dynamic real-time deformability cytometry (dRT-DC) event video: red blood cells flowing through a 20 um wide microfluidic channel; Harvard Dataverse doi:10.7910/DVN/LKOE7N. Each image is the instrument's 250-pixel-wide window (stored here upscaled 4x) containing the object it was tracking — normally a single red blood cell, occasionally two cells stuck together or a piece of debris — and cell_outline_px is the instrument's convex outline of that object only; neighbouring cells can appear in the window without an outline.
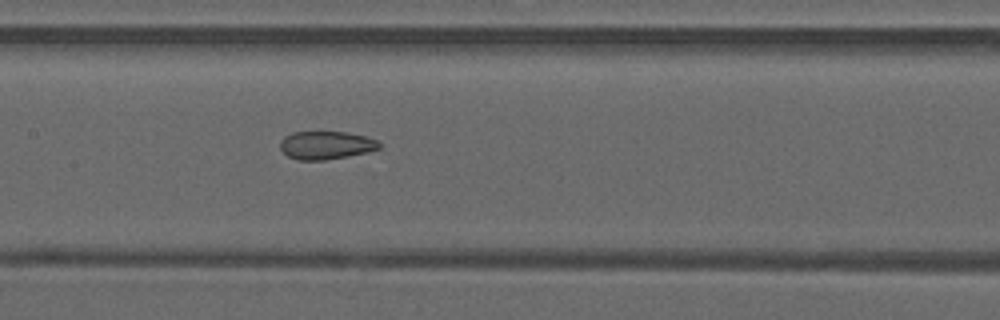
{"species": "common noctule bat (a hibernating species)", "species_latin": "Nyctalus noctula", "temperature_condition": "warm", "stored_images_in_passage": 10, "camera_frame_rate_fps": 3000, "um_per_image_px": 0.085, "animal": {"sex": "male", "forearm_length_mm": 52.5}, "frame": {"image": 1, "passage_image": 9, "time_ms": 2.667, "image_size_px": [1000, 320], "cell_outline_px": [[380, 148], [368, 152], [348, 156], [324, 160], [300, 160], [288, 156], [280, 148], [280, 140], [284, 136], [292, 132], [348, 132], [364, 136], [376, 140], [380, 144]], "centroid_in_image_um": [27.7, 12.34], "position_along_channel_um": 179.7, "area_um2": 16.18}}